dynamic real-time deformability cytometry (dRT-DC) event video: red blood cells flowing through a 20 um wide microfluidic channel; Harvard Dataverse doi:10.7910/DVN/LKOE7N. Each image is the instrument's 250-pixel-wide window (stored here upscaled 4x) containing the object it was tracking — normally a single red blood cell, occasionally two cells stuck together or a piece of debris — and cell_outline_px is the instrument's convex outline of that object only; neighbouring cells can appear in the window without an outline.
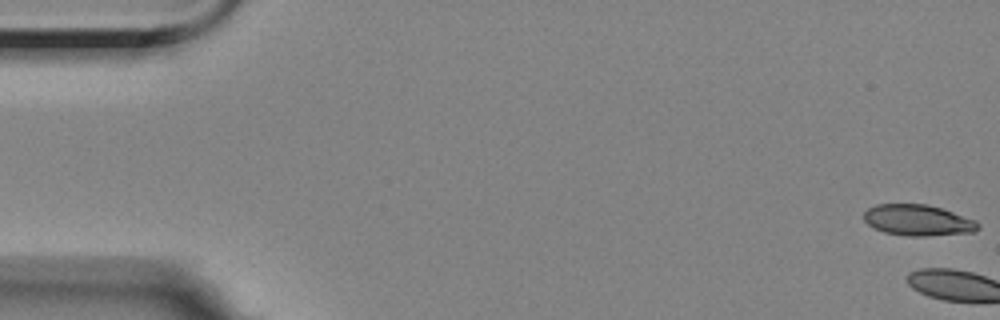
{"species": "Egyptian fruit bat (a non-hibernating species)", "species_latin": "Rousettus aegyptiacus", "temperature_condition": "room temperature", "stored_images_in_passage": 4, "camera_frame_rate_fps": 3000, "um_per_image_px": 0.085, "animal": {"sex": "female"}, "frame": {"image": 1, "passage_image": 1, "time_ms": 0.0, "image_size_px": [1000, 320], "cell_outline_px": [[980, 228], [976, 232], [928, 236], [908, 236], [884, 232], [872, 228], [864, 220], [864, 212], [868, 208], [876, 204], [928, 204], [976, 220], [980, 224]], "centroid_in_image_um": [78.03, 18.73], "position_along_channel_um": 7.0, "area_um2": 20.81}}